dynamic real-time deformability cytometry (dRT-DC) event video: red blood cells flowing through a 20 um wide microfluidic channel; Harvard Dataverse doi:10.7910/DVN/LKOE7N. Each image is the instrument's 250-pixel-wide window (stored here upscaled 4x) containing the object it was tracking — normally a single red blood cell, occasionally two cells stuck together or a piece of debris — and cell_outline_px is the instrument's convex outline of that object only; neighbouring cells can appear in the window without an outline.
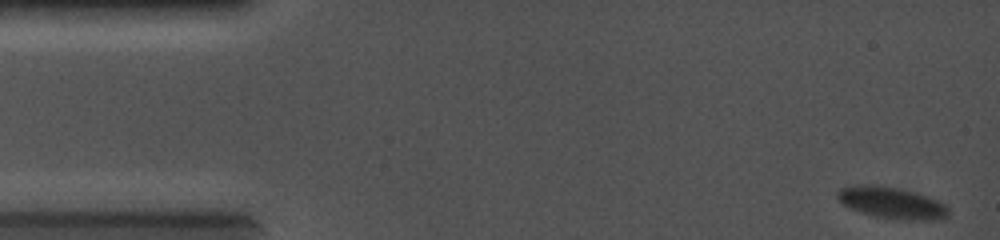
{"species": "common noctule bat (a hibernating species)", "species_latin": "Nyctalus noctula", "temperature_condition": "cold", "stored_images_in_passage": 72, "camera_frame_rate_fps": 5000, "um_per_image_px": 0.085, "animal": {"sex": "female", "body_mass_g": 19.0, "forearm_length_mm": 56.7}, "frame": {"image": 1, "passage_image": 1, "time_ms": 0.0, "image_size_px": [1000, 240], "cell_outline_px": [[948, 216], [936, 220], [900, 220], [872, 216], [848, 208], [836, 196], [836, 192], [840, 188], [856, 184], [872, 184], [900, 188], [936, 200], [944, 204], [948, 208]], "centroid_in_image_um": [75.74, 17.24], "position_along_channel_um": 9.3, "area_um2": 20.52}}
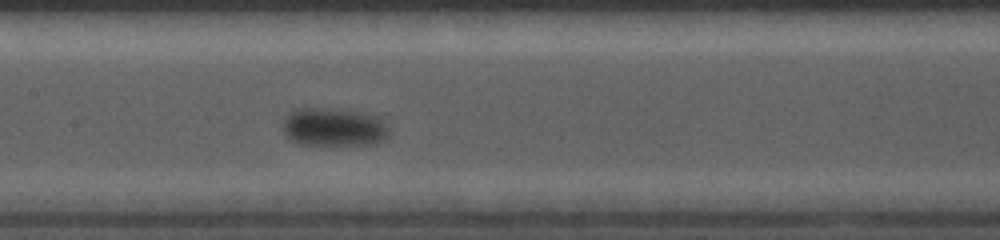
{"frame": {"image": 2, "passage_image": 34, "time_ms": 6.6, "image_size_px": [1000, 240], "cell_outline_px": [[392, 132], [384, 140], [376, 144], [300, 144], [288, 140], [284, 136], [284, 120], [288, 112], [300, 108], [328, 108], [356, 112], [380, 116]], "centroid_in_image_um": [28.39, 10.81], "position_along_channel_um": 179.0, "area_um2": 23.93}}
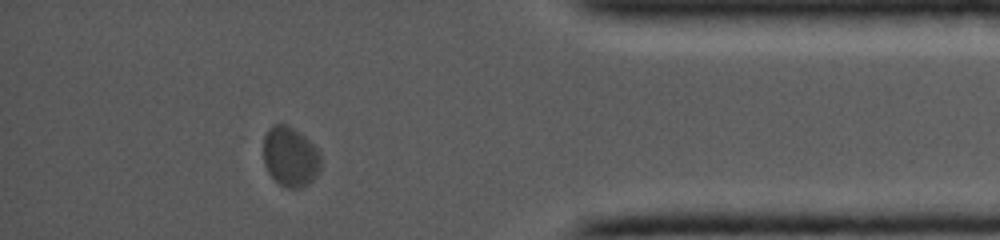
{"frame": {"image": 3, "passage_image": 63, "time_ms": 12.4, "image_size_px": [1000, 240], "cell_outline_px": [[320, 168], [316, 176], [308, 184], [300, 188], [288, 188], [280, 184], [268, 172], [264, 164], [264, 136], [268, 128], [272, 124], [284, 124], [300, 132], [320, 152]], "centroid_in_image_um": [24.67, 13.31], "position_along_channel_um": 410.5, "area_um2": 19.94}}